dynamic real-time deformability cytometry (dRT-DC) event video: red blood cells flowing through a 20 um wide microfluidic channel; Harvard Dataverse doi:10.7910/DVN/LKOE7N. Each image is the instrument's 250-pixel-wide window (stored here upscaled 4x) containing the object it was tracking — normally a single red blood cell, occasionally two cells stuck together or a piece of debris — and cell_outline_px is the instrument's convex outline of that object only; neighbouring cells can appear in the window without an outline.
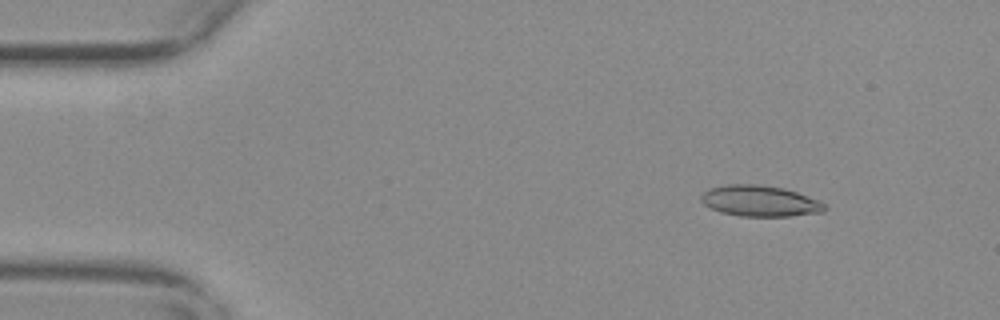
{"species": "common noctule bat (a hibernating species)", "species_latin": "Nyctalus noctula", "temperature_condition": "warm", "stored_images_in_passage": 56, "camera_frame_rate_fps": 3000, "um_per_image_px": 0.085, "animal": {"sex": "female", "body_mass_g": 29.2, "forearm_length_mm": 56.3}, "frame": {"image": 1, "passage_image": 7, "time_ms": 2.0, "image_size_px": [1000, 320], "cell_outline_px": [[828, 208], [824, 212], [788, 216], [740, 216], [720, 212], [704, 204], [700, 200], [700, 196], [708, 188], [728, 184], [756, 184], [784, 188], [820, 200]], "centroid_in_image_um": [64.6, 17.08], "position_along_channel_um": 20.4, "area_um2": 22.37}}
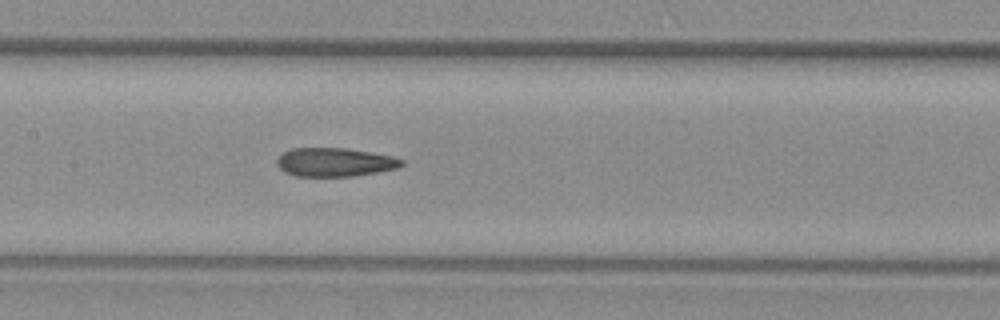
{"frame": {"image": 2, "passage_image": 27, "time_ms": 8.667, "image_size_px": [1000, 320], "cell_outline_px": [[404, 164], [396, 168], [376, 172], [352, 176], [296, 176], [284, 172], [276, 164], [276, 160], [284, 152], [292, 148], [348, 148], [392, 156], [404, 160]], "centroid_in_image_um": [28.44, 13.78], "position_along_channel_um": 179.0, "area_um2": 20.75}}
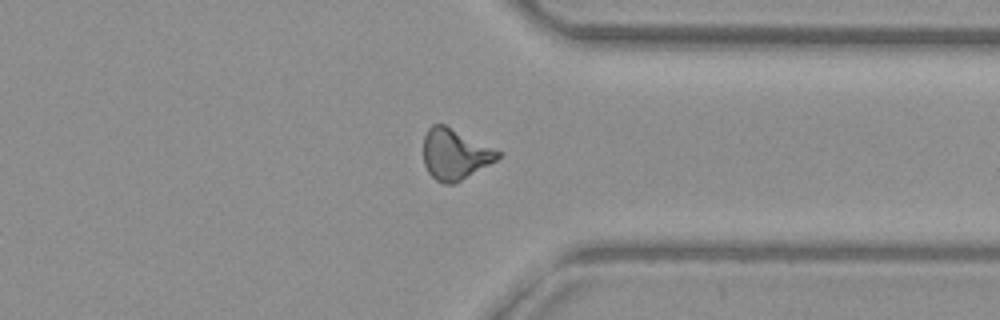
{"frame": {"image": 3, "passage_image": 43, "time_ms": 14.0, "image_size_px": [1000, 320], "cell_outline_px": [[500, 156], [496, 160], [456, 184], [444, 184], [436, 180], [428, 172], [424, 164], [424, 136], [428, 128], [432, 124], [444, 124], [500, 152]], "centroid_in_image_um": [38.63, 13.13], "position_along_channel_um": 372.8, "area_um2": 21.73}, "authors_computed_cell_mechanics": {"area_um2": 21.5594, "velocity_mm_per_s": 3.6932, "shape_relaxation_time_tau1_ms": null, "shape_relaxation_time_tau2_ms": 2.7263, "deformation_change_tau1": null, "deformation_change_tau2": 0.1178}}